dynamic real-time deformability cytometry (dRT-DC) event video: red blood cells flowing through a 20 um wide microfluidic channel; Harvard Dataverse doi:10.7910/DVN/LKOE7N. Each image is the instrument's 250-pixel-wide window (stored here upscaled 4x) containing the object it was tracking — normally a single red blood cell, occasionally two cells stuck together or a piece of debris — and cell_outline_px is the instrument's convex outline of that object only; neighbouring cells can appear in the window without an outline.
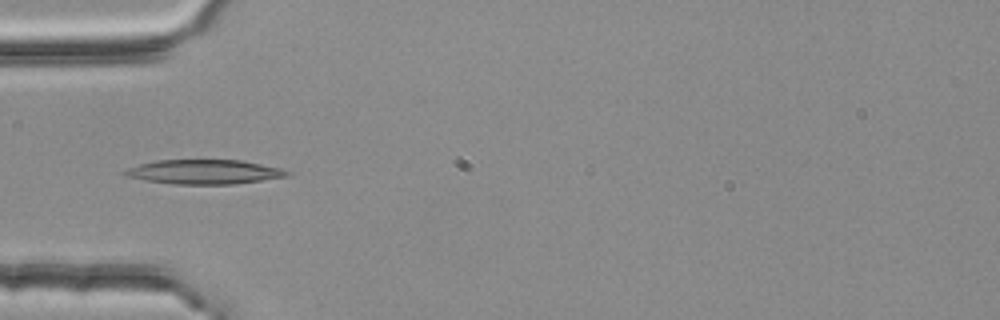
{"species": "common noctule bat (a hibernating species)", "species_latin": "Nyctalus noctula", "temperature_condition": "room temperature", "stored_images_in_passage": 54, "camera_frame_rate_fps": 3000, "um_per_image_px": 0.085, "animal": {"sex": "female", "body_mass_g": 25.1}, "frame": {"image": 1, "passage_image": 17, "time_ms": 5.333, "image_size_px": [1000, 320], "cell_outline_px": [[292, 172], [288, 176], [232, 184], [172, 184], [144, 180], [128, 176], [120, 172], [124, 168], [156, 160], [240, 160], [280, 168]], "centroid_in_image_um": [17.29, 14.6], "position_along_channel_um": 67.7, "area_um2": 23.0}}
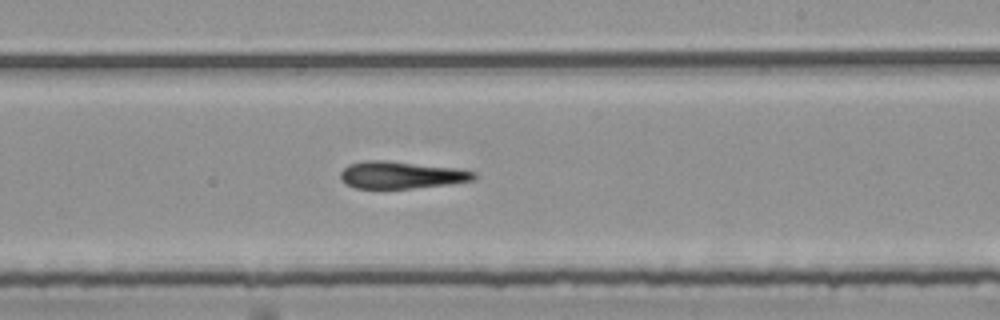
{"frame": {"image": 2, "passage_image": 32, "time_ms": 10.333, "image_size_px": [1000, 320], "cell_outline_px": [[476, 180], [448, 184], [408, 188], [356, 188], [340, 180], [340, 172], [348, 164], [364, 160], [388, 160], [456, 168], [476, 172]], "centroid_in_image_um": [34.09, 14.86], "position_along_channel_um": 254.9, "area_um2": 21.15}}
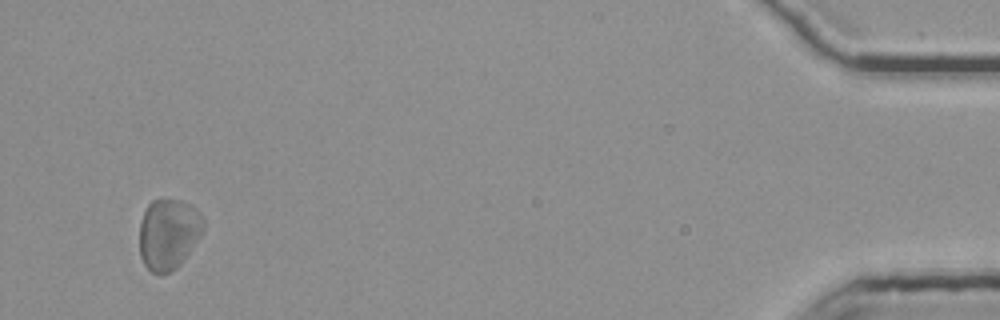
{"frame": {"image": 3, "passage_image": 52, "time_ms": 17.0, "image_size_px": [1000, 320], "cell_outline_px": [[204, 232], [184, 260], [176, 268], [160, 276], [152, 272], [144, 264], [140, 256], [140, 224], [144, 212], [148, 204], [152, 200], [164, 196], [180, 200], [192, 204], [200, 212], [204, 220]], "centroid_in_image_um": [14.35, 19.85], "position_along_channel_um": 420.9, "area_um2": 27.11}, "authors_computed_cell_mechanics": {"area_um2": 23.0333, "velocity_mm_per_s": 3.7587, "shape_relaxation_time_tau1_ms": 7.2365, "shape_relaxation_time_tau2_ms": 3.094, "deformation_change_tau1": 0.1484, "deformation_change_tau2": 0.1394}}